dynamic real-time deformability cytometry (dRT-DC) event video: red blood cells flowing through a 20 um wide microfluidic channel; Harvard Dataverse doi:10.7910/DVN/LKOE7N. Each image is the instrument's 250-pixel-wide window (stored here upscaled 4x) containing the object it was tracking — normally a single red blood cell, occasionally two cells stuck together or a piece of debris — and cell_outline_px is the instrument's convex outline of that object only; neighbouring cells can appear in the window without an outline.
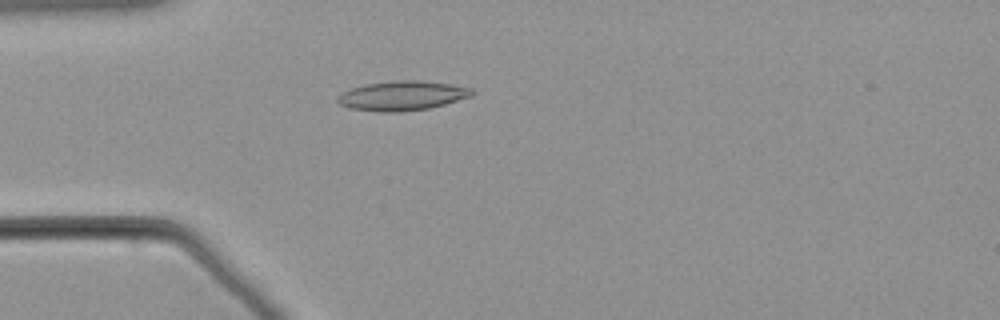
{"species": "common noctule bat (a hibernating species)", "species_latin": "Nyctalus noctula", "temperature_condition": "warm", "stored_images_in_passage": 56, "camera_frame_rate_fps": 3000, "um_per_image_px": 0.085, "animal": {"sex": "male", "body_mass_g": 21.5, "forearm_length_mm": 52.0}, "frame": {"image": 1, "passage_image": 16, "time_ms": 5.0, "image_size_px": [1000, 320], "cell_outline_px": [[476, 92], [472, 96], [444, 104], [428, 108], [396, 112], [380, 112], [348, 108], [340, 104], [336, 100], [336, 96], [352, 88], [364, 84], [392, 80], [420, 80], [448, 84], [472, 88]], "centroid_in_image_um": [34.17, 8.13], "position_along_channel_um": 50.8, "area_um2": 23.12}}
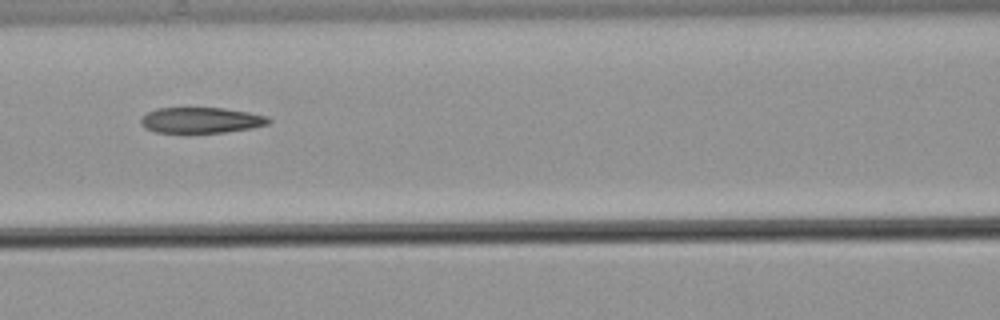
{"frame": {"image": 2, "passage_image": 25, "time_ms": 8.0, "image_size_px": [1000, 320], "cell_outline_px": [[272, 120], [268, 124], [252, 128], [224, 132], [156, 132], [144, 128], [140, 124], [140, 116], [156, 108], [224, 108], [248, 112], [268, 116]], "centroid_in_image_um": [17.07, 10.21], "position_along_channel_um": 149.5, "area_um2": 19.19}}
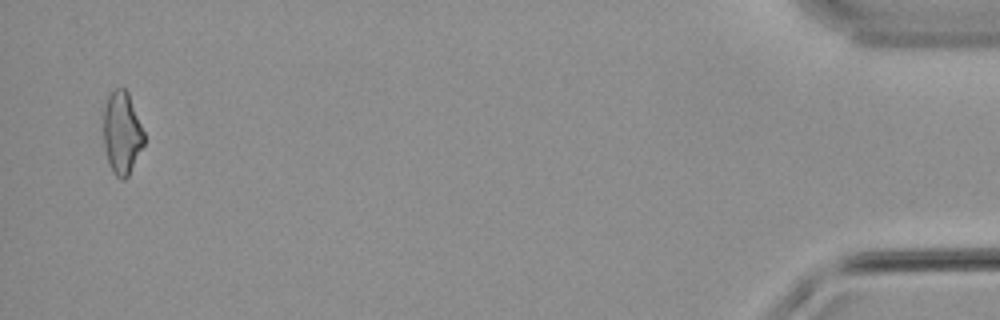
{"frame": {"image": 3, "passage_image": 55, "time_ms": 18.0, "image_size_px": [1000, 320], "cell_outline_px": [[144, 144], [128, 176], [124, 180], [120, 180], [112, 172], [104, 148], [104, 104], [112, 88], [124, 88], [128, 92], [144, 132]], "centroid_in_image_um": [10.35, 11.29], "position_along_channel_um": 424.8, "area_um2": 19.54}}